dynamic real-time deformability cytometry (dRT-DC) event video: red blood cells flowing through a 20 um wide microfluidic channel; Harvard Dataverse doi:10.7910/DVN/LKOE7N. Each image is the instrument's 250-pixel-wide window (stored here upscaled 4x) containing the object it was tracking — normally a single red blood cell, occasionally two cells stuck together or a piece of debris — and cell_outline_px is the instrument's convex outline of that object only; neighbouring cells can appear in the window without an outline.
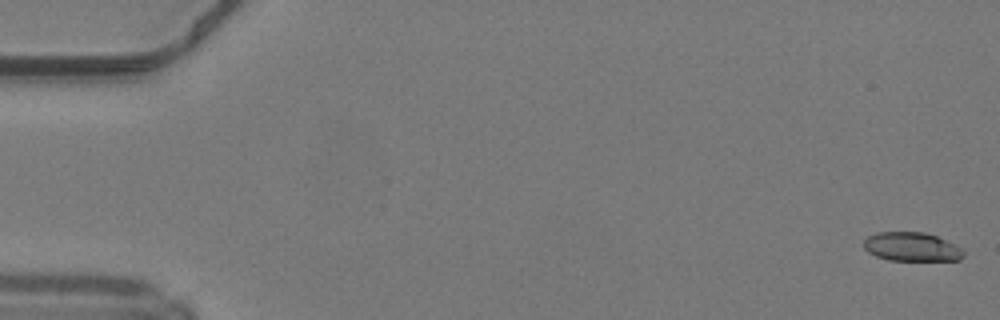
{"species": "common noctule bat (a hibernating species)", "species_latin": "Nyctalus noctula", "temperature_condition": "warm", "stored_images_in_passage": 49, "camera_frame_rate_fps": 3000, "um_per_image_px": 0.085, "animal": {"sex": "male", "body_mass_g": 19.2, "forearm_length_mm": 51.8}, "frame": {"image": 1, "passage_image": 1, "time_ms": 0.0, "image_size_px": [1000, 320], "cell_outline_px": [[964, 256], [960, 260], [888, 260], [876, 256], [868, 252], [864, 248], [864, 240], [868, 236], [876, 232], [924, 232], [936, 236], [956, 244], [964, 252]], "centroid_in_image_um": [77.49, 20.97], "position_along_channel_um": 7.5, "area_um2": 16.82}}
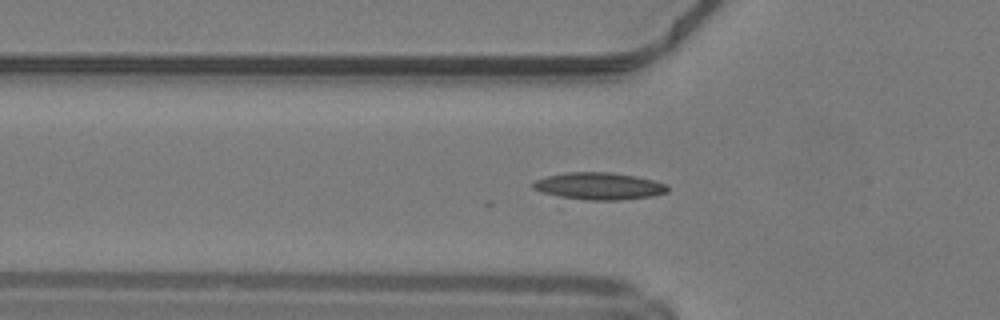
{"frame": {"image": 2, "passage_image": 17, "time_ms": 5.333, "image_size_px": [1000, 320], "cell_outline_px": [[668, 192], [652, 196], [620, 200], [588, 200], [560, 196], [540, 192], [532, 188], [532, 184], [536, 180], [544, 176], [564, 172], [608, 172], [636, 176], [668, 184]], "centroid_in_image_um": [50.9, 15.81], "position_along_channel_um": 74.9, "area_um2": 21.33}}
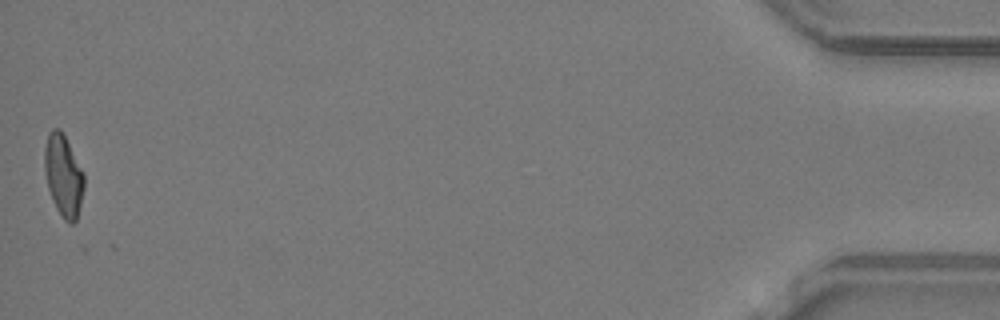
{"frame": {"image": 3, "passage_image": 49, "time_ms": 16.0, "image_size_px": [1000, 320], "cell_outline_px": [[84, 188], [76, 220], [72, 224], [68, 224], [64, 220], [56, 208], [52, 200], [48, 188], [44, 172], [44, 148], [48, 132], [52, 128], [60, 128], [84, 172]], "centroid_in_image_um": [5.37, 14.91], "position_along_channel_um": 429.8, "area_um2": 18.96}}